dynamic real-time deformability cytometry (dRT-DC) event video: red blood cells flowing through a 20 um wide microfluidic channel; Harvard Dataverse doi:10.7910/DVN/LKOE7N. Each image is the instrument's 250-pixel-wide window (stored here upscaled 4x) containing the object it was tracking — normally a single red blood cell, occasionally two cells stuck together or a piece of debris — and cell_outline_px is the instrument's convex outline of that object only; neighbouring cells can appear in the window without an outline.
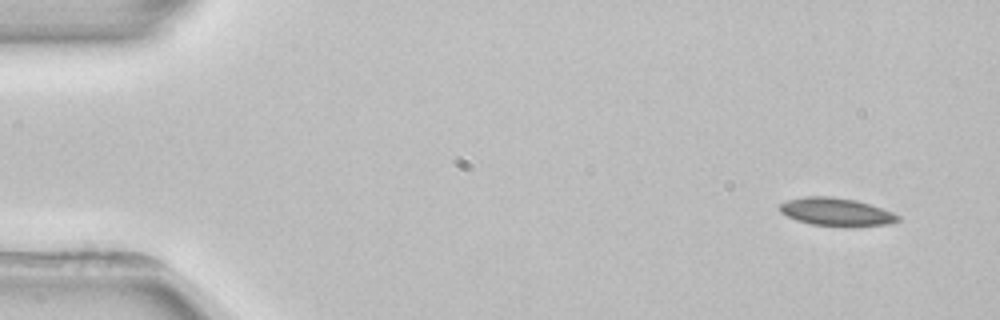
{"species": "common noctule bat (a hibernating species)", "species_latin": "Nyctalus noctula", "temperature_condition": "room temperature", "stored_images_in_passage": 3, "camera_frame_rate_fps": 3000, "um_per_image_px": 0.085, "animal": {"sex": "female", "body_mass_g": 22.7, "forearm_length_mm": 54.2}, "frame": {"image": 1, "passage_image": 1, "time_ms": 0.0, "image_size_px": [1000, 320], "cell_outline_px": [[900, 220], [892, 224], [812, 224], [796, 220], [780, 212], [780, 204], [788, 200], [804, 196], [832, 196], [856, 200], [892, 212], [900, 216]], "centroid_in_image_um": [71.05, 17.96], "position_along_channel_um": 14.0, "area_um2": 18.44}}